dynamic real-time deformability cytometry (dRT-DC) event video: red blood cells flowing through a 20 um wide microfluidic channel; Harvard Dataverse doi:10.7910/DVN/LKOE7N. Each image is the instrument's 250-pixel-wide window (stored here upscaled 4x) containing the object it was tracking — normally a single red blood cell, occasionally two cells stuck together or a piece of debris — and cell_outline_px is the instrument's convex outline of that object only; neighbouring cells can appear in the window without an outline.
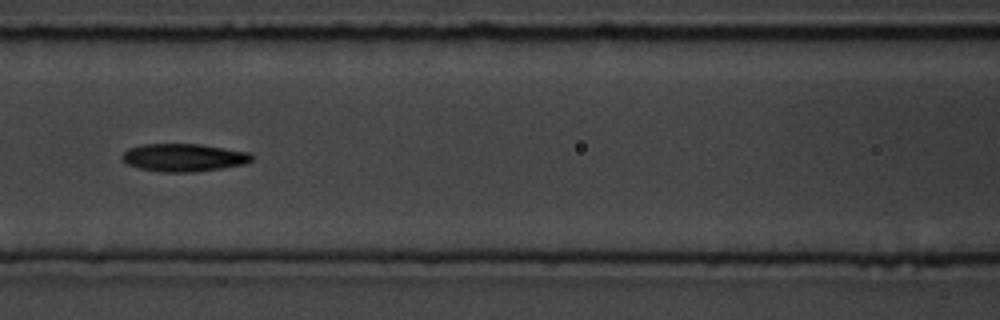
{"species": "common noctule bat (a hibernating species)", "species_latin": "Nyctalus noctula", "temperature_condition": "room temperature", "stored_images_in_passage": 14, "camera_frame_rate_fps": 3000, "um_per_image_px": 0.085, "animal": {"sex": "male", "body_mass_g": 19.5, "forearm_length_mm": 54.6}, "frame": {"image": 1, "passage_image": 5, "time_ms": 5.0, "image_size_px": [1000, 320], "cell_outline_px": [[252, 160], [244, 164], [220, 168], [192, 172], [164, 172], [140, 168], [128, 164], [120, 156], [128, 148], [140, 144], [200, 144], [252, 152]], "centroid_in_image_um": [15.62, 13.38], "position_along_channel_um": 151.0, "area_um2": 20.98}}
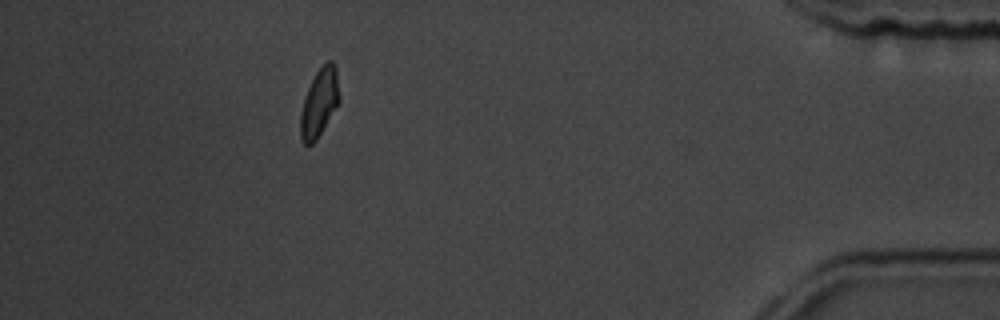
{"frame": {"image": 2, "passage_image": 14, "time_ms": 16.333, "image_size_px": [1000, 320], "cell_outline_px": [[340, 100], [336, 108], [316, 140], [312, 144], [304, 144], [300, 140], [300, 112], [304, 96], [316, 72], [328, 60], [332, 60], [336, 68], [340, 96]], "centroid_in_image_um": [27.13, 8.74], "position_along_channel_um": 408.1, "area_um2": 15.49}, "authors_computed_cell_mechanics": {"area_um2": 20.2011, "velocity_mm_per_s": 3.6234, "shape_relaxation_time_tau1_ms": 5.3024, "shape_relaxation_time_tau2_ms": 4.2326, "deformation_change_tau1": 0.14, "deformation_change_tau2": 0.106}}